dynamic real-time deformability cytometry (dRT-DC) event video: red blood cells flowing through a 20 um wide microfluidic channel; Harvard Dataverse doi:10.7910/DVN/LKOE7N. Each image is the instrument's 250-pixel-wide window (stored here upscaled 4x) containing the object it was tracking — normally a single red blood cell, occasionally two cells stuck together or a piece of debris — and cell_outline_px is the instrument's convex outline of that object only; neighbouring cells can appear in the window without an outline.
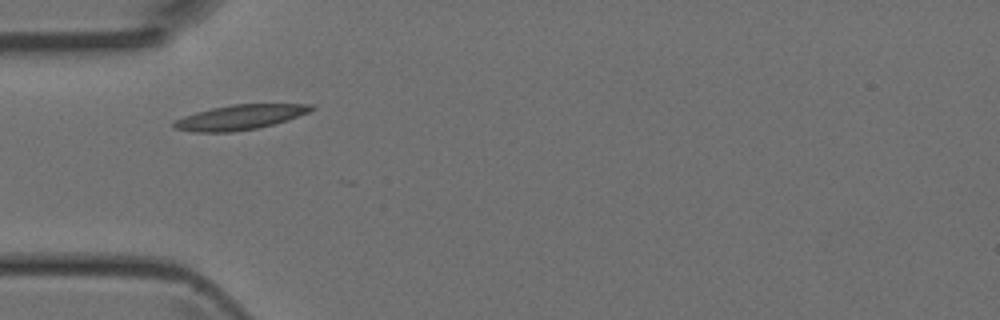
{"species": "Egyptian fruit bat (a non-hibernating species)", "species_latin": "Rousettus aegyptiacus", "temperature_condition": "room temperature", "stored_images_in_passage": 1, "camera_frame_rate_fps": 3000, "um_per_image_px": 0.085, "animal": {"sex": "female"}, "frame": {"image": 1, "passage_image": 1, "time_ms": 0.0, "image_size_px": [1000, 320], "cell_outline_px": [[316, 108], [308, 112], [288, 120], [256, 128], [232, 132], [192, 132], [172, 128], [172, 124], [176, 120], [184, 116], [196, 112], [212, 108], [232, 104], [312, 104]], "centroid_in_image_um": [20.37, 9.96], "position_along_channel_um": 64.6, "area_um2": 19.83}}